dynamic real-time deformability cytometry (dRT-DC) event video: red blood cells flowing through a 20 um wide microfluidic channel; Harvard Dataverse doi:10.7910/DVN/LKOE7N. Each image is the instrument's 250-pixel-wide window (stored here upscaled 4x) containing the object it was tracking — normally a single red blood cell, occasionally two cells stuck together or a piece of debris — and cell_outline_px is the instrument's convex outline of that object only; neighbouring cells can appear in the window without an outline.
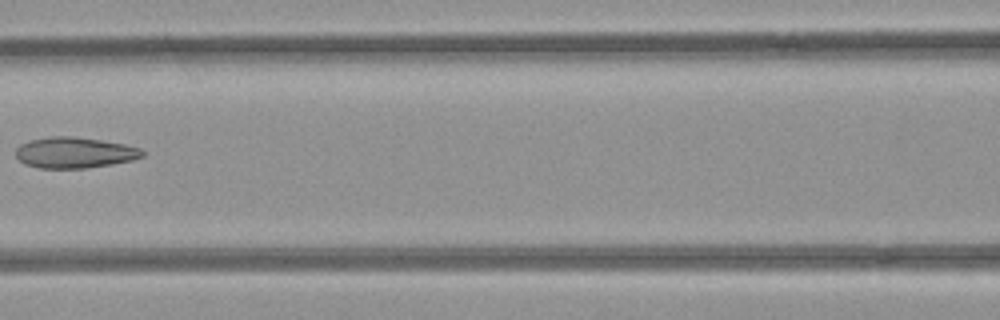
{"species": "common noctule bat (a hibernating species)", "species_latin": "Nyctalus noctula", "temperature_condition": "room temperature", "stored_images_in_passage": 7, "camera_frame_rate_fps": 3000, "um_per_image_px": 0.085, "animal": {"sex": "female", "body_mass_g": 21.9}, "frame": {"image": 1, "passage_image": 6, "time_ms": 1.667, "image_size_px": [1000, 320], "cell_outline_px": [[144, 156], [132, 160], [112, 164], [84, 168], [40, 168], [28, 164], [20, 160], [16, 156], [16, 148], [20, 144], [28, 140], [48, 136], [72, 136], [100, 140], [124, 144], [140, 148], [144, 152]], "centroid_in_image_um": [6.33, 12.96], "position_along_channel_um": 160.3, "area_um2": 22.72}}
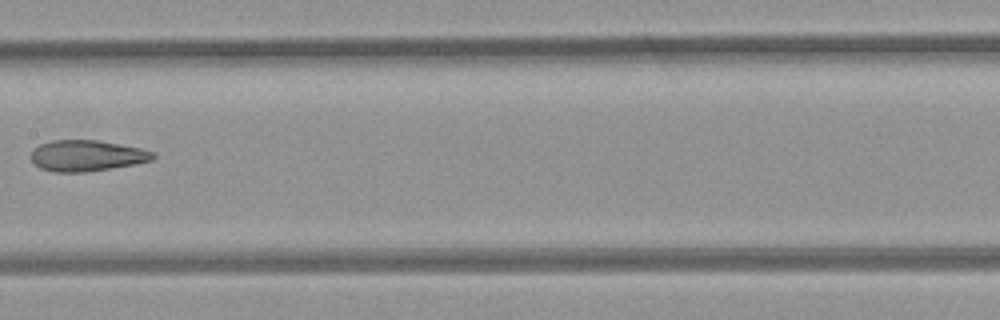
{"frame": {"image": 2, "passage_image": 7, "time_ms": 2.0, "image_size_px": [1000, 320], "cell_outline_px": [[156, 156], [152, 160], [132, 164], [84, 172], [56, 172], [40, 168], [32, 160], [32, 148], [40, 144], [52, 140], [96, 140], [140, 148], [156, 152]], "centroid_in_image_um": [7.36, 13.22], "position_along_channel_um": 200.0, "area_um2": 21.79}}